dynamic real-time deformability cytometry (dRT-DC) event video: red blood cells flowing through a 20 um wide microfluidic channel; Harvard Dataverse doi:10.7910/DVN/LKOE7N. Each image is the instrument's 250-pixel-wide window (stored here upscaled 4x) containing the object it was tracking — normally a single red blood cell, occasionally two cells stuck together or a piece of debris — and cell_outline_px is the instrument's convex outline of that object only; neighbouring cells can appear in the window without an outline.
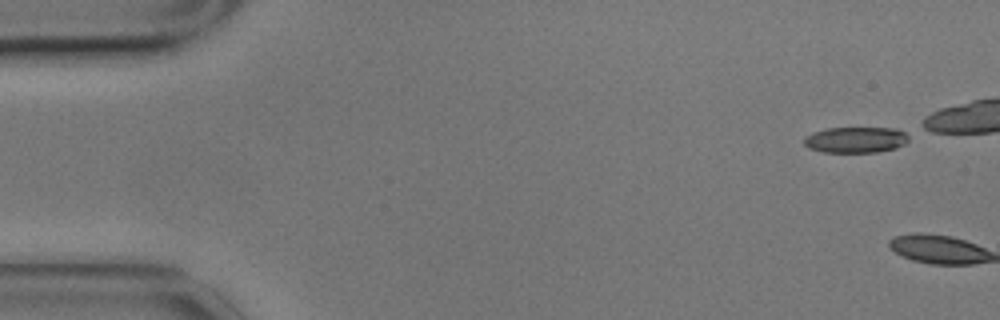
{"species": "common noctule bat (a hibernating species)", "species_latin": "Nyctalus noctula", "temperature_condition": "cold", "stored_images_in_passage": 2, "camera_frame_rate_fps": 3000, "um_per_image_px": 0.085, "animal": {"sex": "male", "body_mass_g": 17.9}, "frame": {"image": 1, "passage_image": 1, "time_ms": 0.0, "image_size_px": [1000, 320], "cell_outline_px": [[908, 140], [904, 144], [896, 148], [876, 152], [824, 152], [808, 148], [804, 144], [804, 136], [812, 132], [828, 128], [896, 128], [904, 132], [908, 136]], "centroid_in_image_um": [72.71, 11.88], "position_along_channel_um": 12.3, "area_um2": 15.84}}